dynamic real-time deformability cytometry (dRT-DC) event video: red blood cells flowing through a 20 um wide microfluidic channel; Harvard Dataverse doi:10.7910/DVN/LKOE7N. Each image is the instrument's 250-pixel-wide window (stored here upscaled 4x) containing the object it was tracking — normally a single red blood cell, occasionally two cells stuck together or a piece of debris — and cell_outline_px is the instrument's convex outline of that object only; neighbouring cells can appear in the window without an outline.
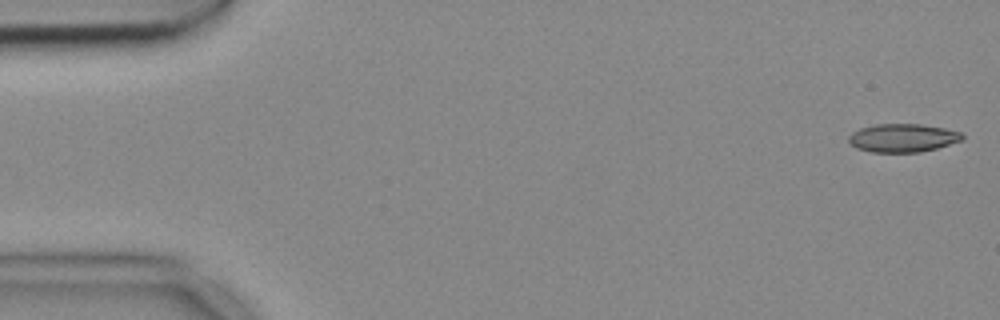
{"species": "common noctule bat (a hibernating species)", "species_latin": "Nyctalus noctula", "temperature_condition": "cold", "stored_images_in_passage": 15, "camera_frame_rate_fps": 3000, "um_per_image_px": 0.085, "animal": {"sex": "female", "body_mass_g": 18.4}, "frame": {"image": 1, "passage_image": 1, "time_ms": 0.0, "image_size_px": [1000, 320], "cell_outline_px": [[964, 140], [936, 148], [920, 152], [872, 152], [856, 148], [848, 140], [848, 136], [852, 132], [860, 128], [876, 124], [920, 124], [944, 128], [960, 132], [964, 136]], "centroid_in_image_um": [76.73, 11.72], "position_along_channel_um": 8.3, "area_um2": 18.73}}
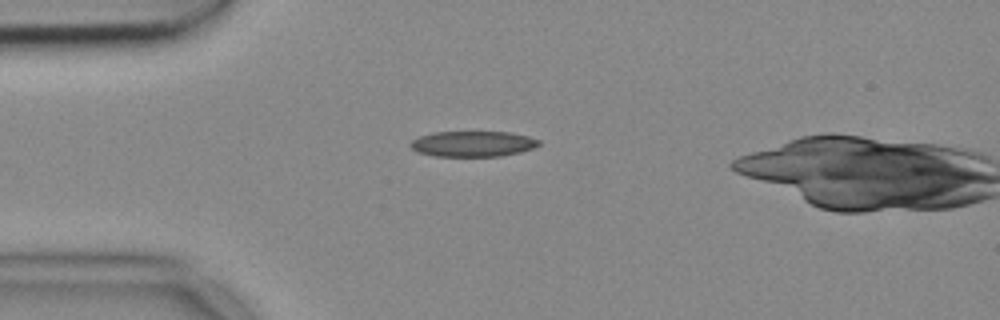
{"frame": {"image": 2, "passage_image": 13, "time_ms": 4.0, "image_size_px": [1000, 320], "cell_outline_px": [[540, 144], [532, 148], [520, 152], [500, 156], [432, 156], [416, 152], [408, 144], [412, 140], [420, 136], [432, 132], [512, 132], [528, 136], [540, 140]], "centroid_in_image_um": [40.16, 12.22], "position_along_channel_um": 44.8, "area_um2": 19.25}}